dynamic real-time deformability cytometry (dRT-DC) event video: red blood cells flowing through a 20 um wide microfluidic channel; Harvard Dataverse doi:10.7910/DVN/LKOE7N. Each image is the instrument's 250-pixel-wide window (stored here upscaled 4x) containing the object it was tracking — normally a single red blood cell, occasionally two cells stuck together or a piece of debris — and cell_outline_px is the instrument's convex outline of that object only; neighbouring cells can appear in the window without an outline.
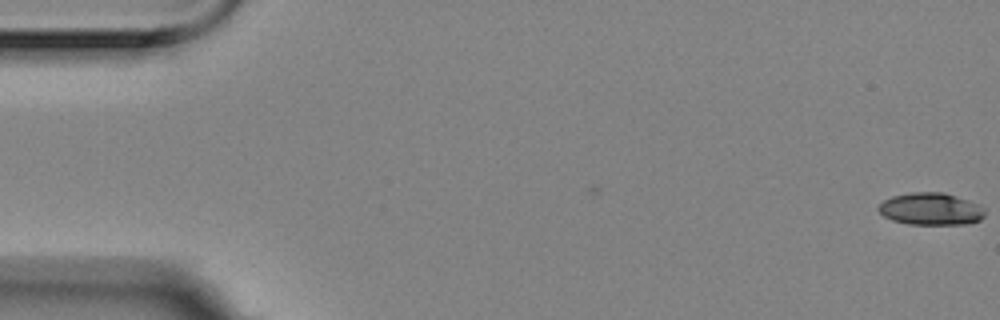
{"species": "Egyptian fruit bat (a non-hibernating species)", "species_latin": "Rousettus aegyptiacus", "temperature_condition": "room temperature", "stored_images_in_passage": 2, "camera_frame_rate_fps": 3000, "um_per_image_px": 0.085, "animal": {"sex": "female"}, "frame": {"image": 1, "passage_image": 2, "time_ms": 0.333, "image_size_px": [1000, 320], "cell_outline_px": [[984, 216], [980, 220], [968, 224], [908, 224], [892, 220], [884, 216], [876, 208], [884, 200], [892, 196], [912, 192], [944, 192], [976, 204], [984, 208]], "centroid_in_image_um": [79.09, 17.77], "position_along_channel_um": 5.9, "area_um2": 19.83}}